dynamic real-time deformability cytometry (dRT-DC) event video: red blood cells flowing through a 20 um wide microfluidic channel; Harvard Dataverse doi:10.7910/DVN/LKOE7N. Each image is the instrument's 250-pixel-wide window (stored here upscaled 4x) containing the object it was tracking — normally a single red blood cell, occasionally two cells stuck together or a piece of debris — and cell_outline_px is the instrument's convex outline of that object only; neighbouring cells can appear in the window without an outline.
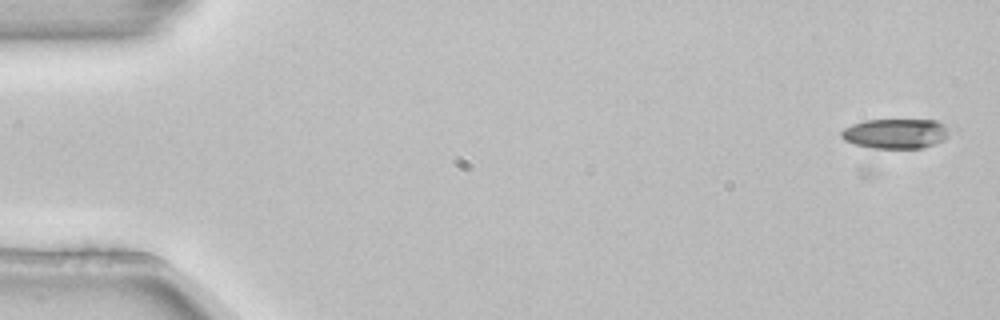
{"species": "common noctule bat (a hibernating species)", "species_latin": "Nyctalus noctula", "temperature_condition": "room temperature", "stored_images_in_passage": 12, "camera_frame_rate_fps": 3000, "um_per_image_px": 0.085, "animal": {"sex": "female", "body_mass_g": 22.7, "forearm_length_mm": 54.2}, "frame": {"image": 1, "passage_image": 2, "time_ms": 0.333, "image_size_px": [1000, 320], "cell_outline_px": [[956, 128], [944, 140], [924, 148], [872, 148], [856, 144], [844, 140], [840, 136], [840, 132], [844, 128], [852, 124], [864, 120], [936, 120]], "centroid_in_image_um": [76.22, 11.34], "position_along_channel_um": 8.8, "area_um2": 19.25}}